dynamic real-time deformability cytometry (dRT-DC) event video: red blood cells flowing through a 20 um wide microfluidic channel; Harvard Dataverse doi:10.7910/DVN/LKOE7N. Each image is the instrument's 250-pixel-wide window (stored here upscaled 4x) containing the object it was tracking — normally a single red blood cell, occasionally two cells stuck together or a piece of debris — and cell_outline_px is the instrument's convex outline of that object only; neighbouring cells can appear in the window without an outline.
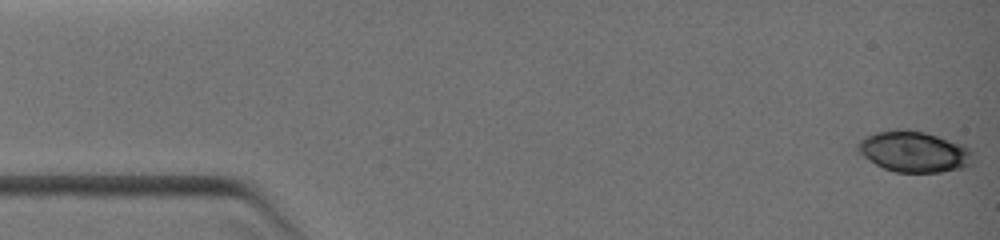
{"species": "common noctule bat (a hibernating species)", "species_latin": "Nyctalus noctula", "temperature_condition": "warm", "stored_images_in_passage": 41, "camera_frame_rate_fps": 3000, "um_per_image_px": 0.085, "animal": {"sex": "female", "body_mass_g": 19.0, "forearm_length_mm": 51.5}, "frame": {"image": 1, "passage_image": 1, "time_ms": 0.0, "image_size_px": [1000, 240], "cell_outline_px": [[972, 164], [964, 168], [940, 172], [896, 172], [884, 168], [868, 160], [856, 152], [856, 144], [864, 136], [876, 132], [896, 128], [908, 128], [924, 132], [964, 144], [972, 152]], "centroid_in_image_um": [77.65, 12.87], "position_along_channel_um": 7.3, "area_um2": 27.92}}
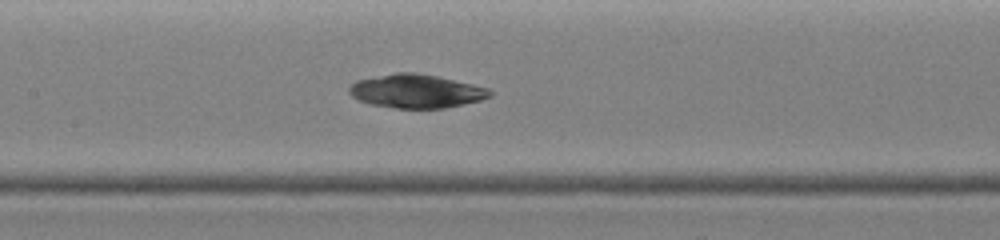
{"frame": {"image": 2, "passage_image": 18, "time_ms": 5.667, "image_size_px": [1000, 240], "cell_outline_px": [[492, 96], [480, 100], [464, 104], [444, 108], [396, 108], [372, 104], [360, 100], [352, 96], [348, 92], [348, 88], [356, 80], [396, 72], [412, 72], [436, 76], [492, 88]], "centroid_in_image_um": [35.41, 7.74], "position_along_channel_um": 172.0, "area_um2": 27.51}}
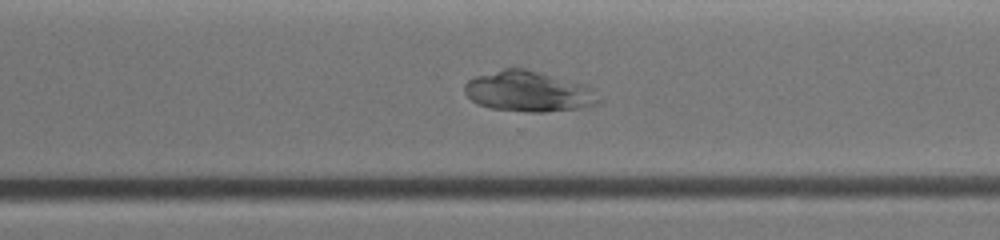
{"frame": {"image": 3, "passage_image": 28, "time_ms": 8.667, "image_size_px": [1000, 240], "cell_outline_px": [[604, 100], [596, 104], [580, 108], [548, 112], [528, 112], [488, 108], [472, 100], [464, 92], [464, 84], [468, 80], [476, 76], [504, 68], [524, 68], [588, 84], [596, 88]], "centroid_in_image_um": [45.02, 7.77], "position_along_channel_um": 325.6, "area_um2": 32.31}}